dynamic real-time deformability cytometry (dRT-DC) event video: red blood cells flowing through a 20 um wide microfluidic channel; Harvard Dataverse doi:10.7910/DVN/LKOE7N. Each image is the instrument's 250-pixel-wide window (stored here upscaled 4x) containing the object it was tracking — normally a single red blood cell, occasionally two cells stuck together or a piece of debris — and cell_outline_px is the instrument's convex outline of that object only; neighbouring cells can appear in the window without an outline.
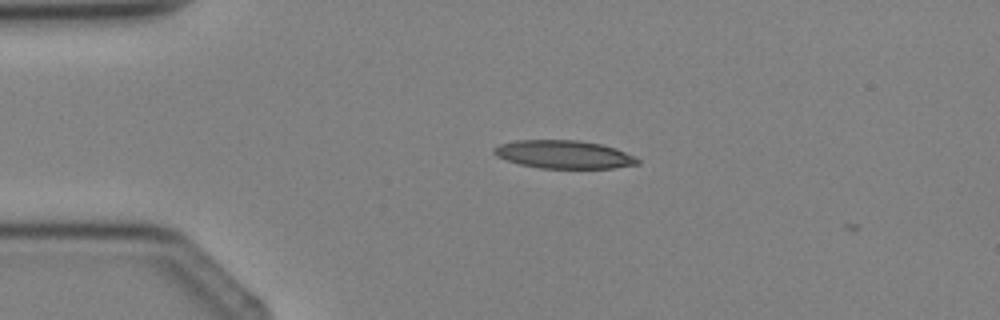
{"species": "Egyptian fruit bat (a non-hibernating species)", "species_latin": "Rousettus aegyptiacus", "temperature_condition": "cold", "stored_images_in_passage": 2, "camera_frame_rate_fps": 3000, "um_per_image_px": 0.085, "animal": {"sex": "female"}, "frame": {"image": 1, "passage_image": 1, "time_ms": 0.0, "image_size_px": [1000, 320], "cell_outline_px": [[640, 164], [612, 168], [540, 168], [520, 164], [496, 156], [492, 152], [492, 148], [500, 144], [516, 140], [580, 140], [600, 144], [616, 148], [640, 160]], "centroid_in_image_um": [47.91, 13.12], "position_along_channel_um": 37.1, "area_um2": 23.47}}
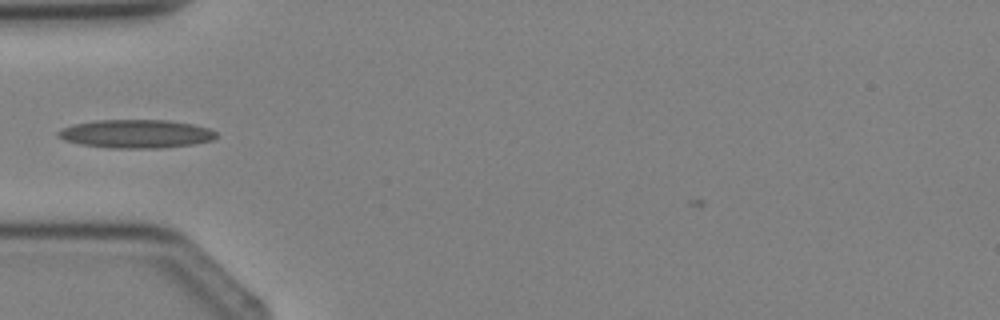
{"frame": {"image": 2, "passage_image": 2, "time_ms": 1.333, "image_size_px": [1000, 320], "cell_outline_px": [[216, 136], [212, 140], [192, 144], [160, 148], [108, 148], [80, 144], [64, 140], [56, 136], [56, 132], [60, 128], [72, 124], [96, 120], [168, 120], [192, 124], [208, 128], [216, 132]], "centroid_in_image_um": [11.49, 11.37], "position_along_channel_um": 73.5, "area_um2": 26.3}}